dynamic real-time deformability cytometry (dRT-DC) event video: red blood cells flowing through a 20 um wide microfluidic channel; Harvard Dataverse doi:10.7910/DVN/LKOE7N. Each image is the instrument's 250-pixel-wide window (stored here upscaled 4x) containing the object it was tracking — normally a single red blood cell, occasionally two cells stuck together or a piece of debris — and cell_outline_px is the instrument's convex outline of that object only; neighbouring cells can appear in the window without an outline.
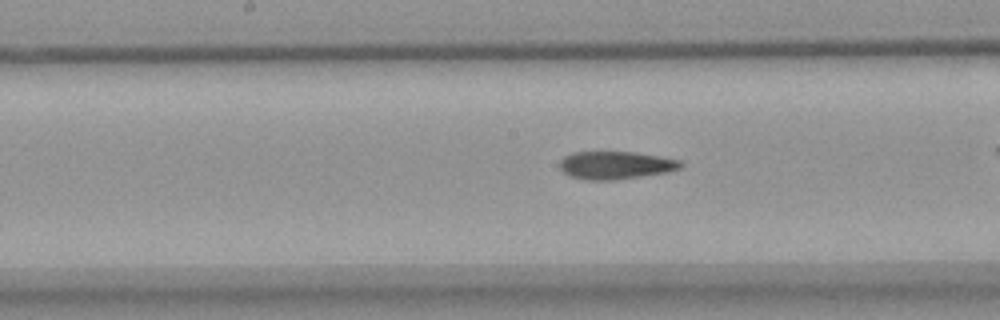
{"species": "common noctule bat (a hibernating species)", "species_latin": "Nyctalus noctula", "temperature_condition": "warm", "stored_images_in_passage": 28, "camera_frame_rate_fps": 3000, "um_per_image_px": 0.085, "animal": {"sex": "female", "body_mass_g": 18.4}, "frame": {"image": 1, "passage_image": 13, "time_ms": 4.0, "image_size_px": [1000, 320], "cell_outline_px": [[684, 164], [680, 168], [668, 172], [616, 180], [584, 180], [568, 176], [560, 168], [560, 160], [564, 156], [572, 152], [636, 152], [660, 156], [680, 160]], "centroid_in_image_um": [52.32, 14.04], "position_along_channel_um": 195.9, "area_um2": 19.83}}
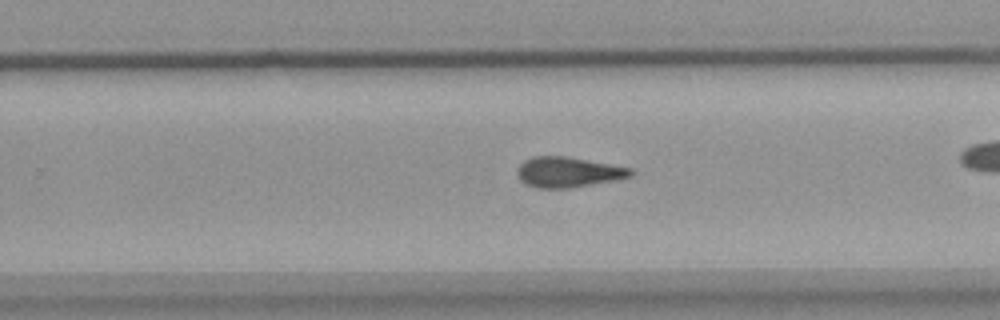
{"frame": {"image": 2, "passage_image": 20, "time_ms": 6.333, "image_size_px": [1000, 320], "cell_outline_px": [[636, 172], [632, 176], [616, 180], [572, 188], [536, 188], [520, 180], [516, 176], [516, 168], [524, 160], [532, 156], [568, 156], [632, 168]], "centroid_in_image_um": [48.3, 14.63], "position_along_channel_um": 281.5, "area_um2": 20.4}}